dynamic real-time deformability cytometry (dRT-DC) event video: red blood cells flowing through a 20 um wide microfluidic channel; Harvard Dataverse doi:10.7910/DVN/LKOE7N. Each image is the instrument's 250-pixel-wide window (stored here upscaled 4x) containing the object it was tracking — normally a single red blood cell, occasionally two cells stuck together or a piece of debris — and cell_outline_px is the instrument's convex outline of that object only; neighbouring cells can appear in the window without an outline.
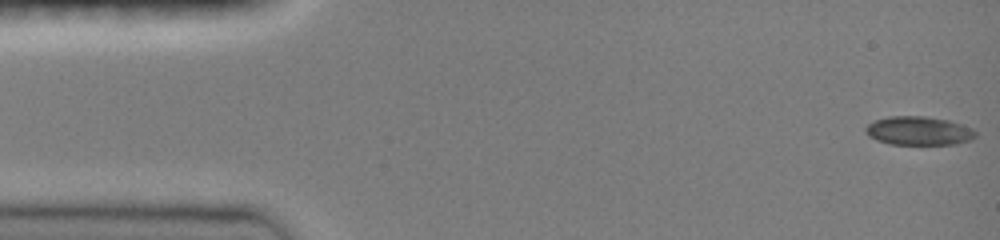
{"species": "common noctule bat (a hibernating species)", "species_latin": "Nyctalus noctula", "temperature_condition": "room temperature", "stored_images_in_passage": 9, "camera_frame_rate_fps": 3000, "um_per_image_px": 0.085, "animal": {"sex": "female", "body_mass_g": 19.0, "forearm_length_mm": 51.5}, "frame": {"image": 1, "passage_image": 1, "time_ms": 0.0, "image_size_px": [1000, 240], "cell_outline_px": [[976, 136], [972, 140], [956, 144], [888, 144], [876, 140], [868, 136], [864, 132], [864, 128], [868, 124], [876, 120], [888, 116], [924, 116], [948, 120], [972, 128], [976, 132]], "centroid_in_image_um": [78.07, 11.12], "position_along_channel_um": 6.9, "area_um2": 18.5}}
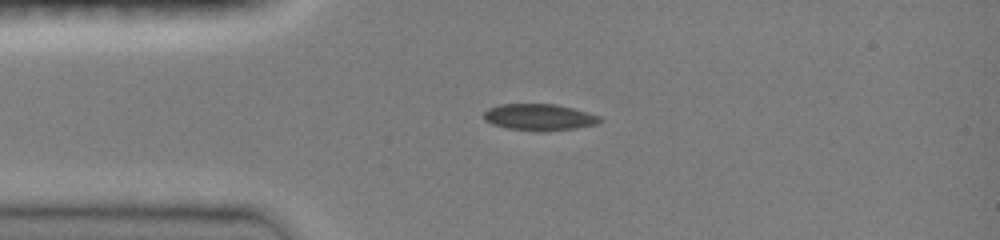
{"frame": {"image": 2, "passage_image": 5, "time_ms": 3.333, "image_size_px": [1000, 240], "cell_outline_px": [[604, 120], [596, 124], [576, 128], [540, 132], [508, 128], [492, 124], [484, 120], [484, 112], [488, 108], [500, 104], [556, 104], [572, 108], [600, 116]], "centroid_in_image_um": [45.83, 9.96], "position_along_channel_um": 39.2, "area_um2": 17.98}}
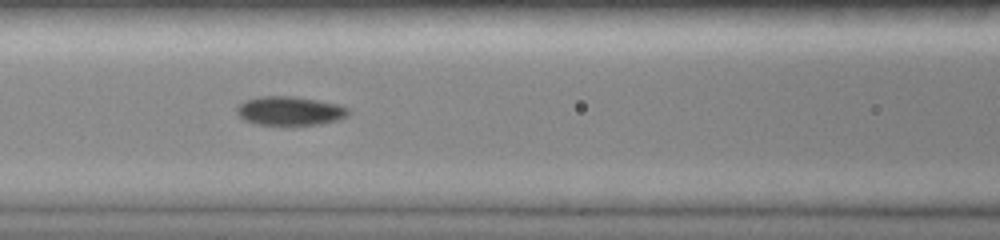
{"frame": {"image": 3, "passage_image": 8, "time_ms": 6.333, "image_size_px": [1000, 240], "cell_outline_px": [[352, 112], [348, 116], [340, 120], [320, 124], [256, 124], [244, 120], [236, 112], [236, 108], [244, 100], [260, 96], [296, 96], [340, 104], [348, 108]], "centroid_in_image_um": [24.69, 9.41], "position_along_channel_um": 141.9, "area_um2": 18.96}}